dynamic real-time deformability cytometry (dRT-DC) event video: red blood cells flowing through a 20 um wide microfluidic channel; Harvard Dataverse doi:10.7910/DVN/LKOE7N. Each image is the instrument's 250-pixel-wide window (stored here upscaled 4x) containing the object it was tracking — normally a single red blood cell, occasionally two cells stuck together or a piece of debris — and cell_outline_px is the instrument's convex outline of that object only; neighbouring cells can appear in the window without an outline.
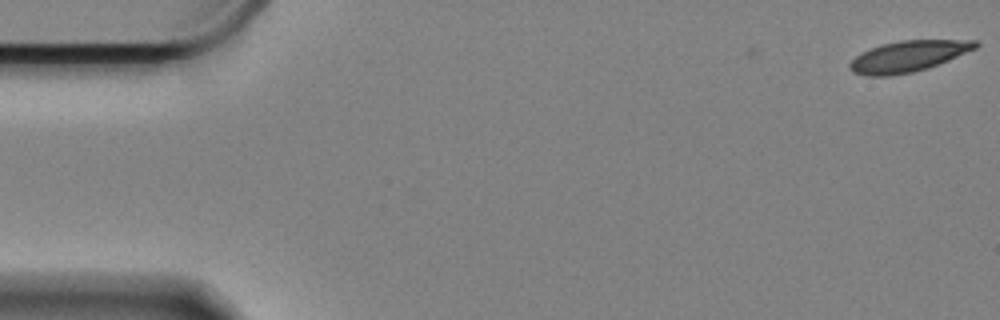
{"species": "Egyptian fruit bat (a non-hibernating species)", "species_latin": "Rousettus aegyptiacus", "temperature_condition": "cold", "stored_images_in_passage": 4, "camera_frame_rate_fps": 3000, "um_per_image_px": 0.085, "animal": {"sex": "female"}, "frame": {"image": 1, "passage_image": 1, "time_ms": 0.0, "image_size_px": [1000, 320], "cell_outline_px": [[980, 44], [976, 48], [948, 60], [928, 68], [912, 72], [888, 76], [868, 76], [852, 72], [848, 68], [848, 64], [860, 52], [880, 44], [900, 40], [976, 40]], "centroid_in_image_um": [77.15, 4.78], "position_along_channel_um": 7.8, "area_um2": 22.77}}